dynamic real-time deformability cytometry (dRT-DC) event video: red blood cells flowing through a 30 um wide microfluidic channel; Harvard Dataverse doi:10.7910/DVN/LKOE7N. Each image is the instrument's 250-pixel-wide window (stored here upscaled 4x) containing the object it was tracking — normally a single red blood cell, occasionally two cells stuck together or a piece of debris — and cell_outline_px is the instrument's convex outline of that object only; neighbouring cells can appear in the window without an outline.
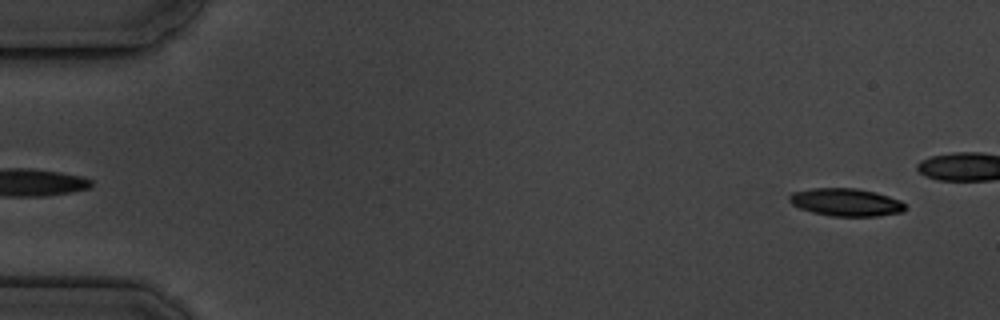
{"species": "common noctule bat (a hibernating species)", "species_latin": "Nyctalus noctula", "temperature_condition": "cold", "stored_images_in_passage": 5, "segment_of_instrument_passage": [2, 2], "camera_frame_rate_fps": 3000, "um_per_image_px": 0.085, "animal": {"sex": "male", "body_mass_g": 19.5, "forearm_length_mm": 54.6}, "frame": {"image": 1, "passage_image": 5, "time_ms": 6.333, "image_size_px": [1000, 320], "cell_outline_px": [[908, 208], [904, 212], [876, 216], [832, 216], [812, 212], [800, 208], [792, 204], [788, 200], [788, 196], [792, 192], [812, 188], [856, 188], [876, 192], [900, 200]], "centroid_in_image_um": [71.91, 17.19], "position_along_channel_um": 13.1, "area_um2": 18.84}}